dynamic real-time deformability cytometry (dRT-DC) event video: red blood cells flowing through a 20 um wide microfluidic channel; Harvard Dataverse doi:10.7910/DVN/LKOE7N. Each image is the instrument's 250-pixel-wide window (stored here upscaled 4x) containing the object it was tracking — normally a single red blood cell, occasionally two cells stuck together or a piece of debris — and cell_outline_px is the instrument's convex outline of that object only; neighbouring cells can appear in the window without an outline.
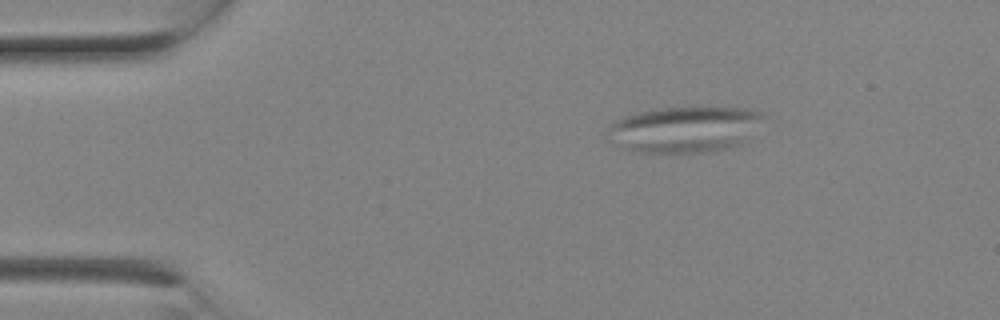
{"species": "Egyptian fruit bat (a non-hibernating species)", "species_latin": "Rousettus aegyptiacus", "temperature_condition": "room temperature", "stored_images_in_passage": 2, "camera_frame_rate_fps": 3000, "um_per_image_px": 0.085, "animal": {"sex": "female"}, "frame": {"image": 1, "passage_image": 2, "time_ms": 0.333, "image_size_px": [1000, 320], "cell_outline_px": [[768, 116], [740, 144], [712, 152], [644, 152], [624, 148], [608, 140], [612, 124], [616, 120], [624, 116], [640, 112], [660, 108], [740, 108], [764, 112]], "centroid_in_image_um": [58.23, 10.99], "position_along_channel_um": 26.8, "area_um2": 41.21}}